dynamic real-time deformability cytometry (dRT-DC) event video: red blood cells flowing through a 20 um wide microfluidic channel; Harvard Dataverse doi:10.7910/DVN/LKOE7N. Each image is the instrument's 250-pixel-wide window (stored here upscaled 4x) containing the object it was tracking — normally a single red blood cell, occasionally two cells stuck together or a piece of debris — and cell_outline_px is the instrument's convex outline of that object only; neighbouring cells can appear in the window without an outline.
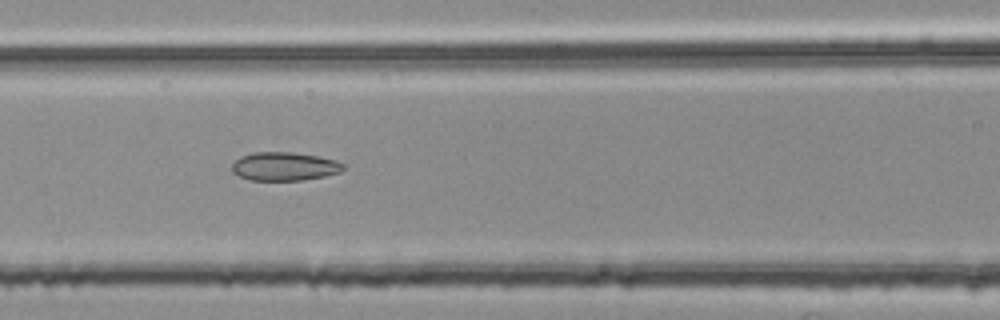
{"species": "common noctule bat (a hibernating species)", "species_latin": "Nyctalus noctula", "temperature_condition": "room temperature", "stored_images_in_passage": 43, "camera_frame_rate_fps": 3000, "um_per_image_px": 0.085, "animal": {"sex": "female", "body_mass_g": 25.1}, "frame": {"image": 1, "passage_image": 12, "time_ms": 3.667, "image_size_px": [1000, 320], "cell_outline_px": [[344, 168], [340, 172], [324, 176], [304, 180], [248, 180], [232, 172], [232, 164], [240, 156], [252, 152], [292, 152], [320, 156], [336, 160], [344, 164]], "centroid_in_image_um": [24.17, 14.13], "position_along_channel_um": 142.4, "area_um2": 18.61}}
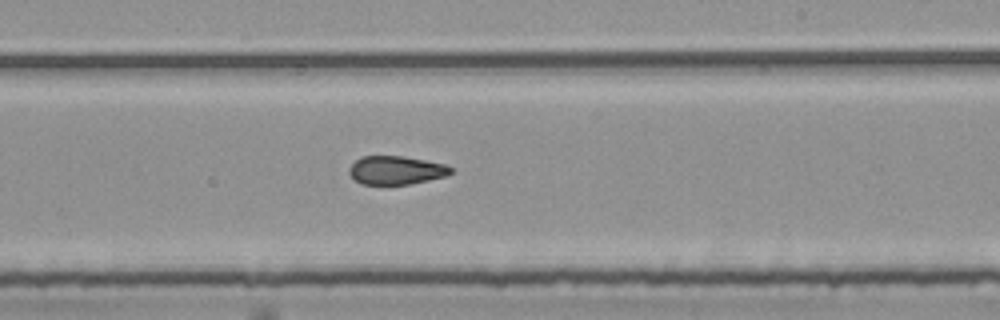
{"frame": {"image": 2, "passage_image": 21, "time_ms": 6.667, "image_size_px": [1000, 320], "cell_outline_px": [[452, 172], [444, 176], [428, 180], [408, 184], [360, 184], [348, 172], [348, 168], [356, 160], [364, 156], [404, 156], [444, 164], [452, 168]], "centroid_in_image_um": [33.64, 14.46], "position_along_channel_um": 255.4, "area_um2": 16.65}}
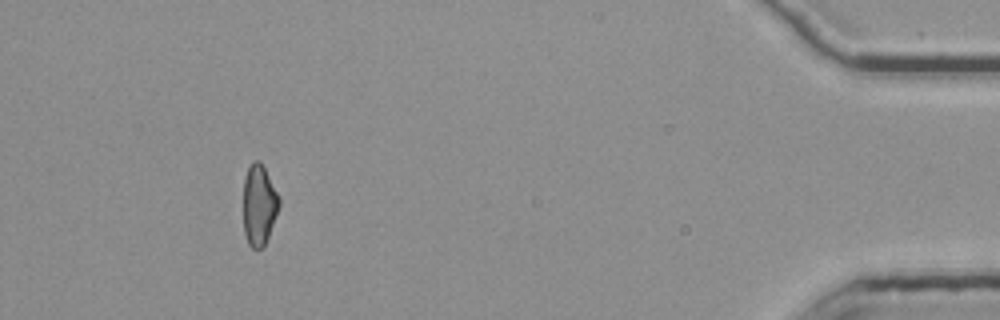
{"frame": {"image": 3, "passage_image": 39, "time_ms": 12.667, "image_size_px": [1000, 320], "cell_outline_px": [[280, 204], [268, 236], [264, 244], [260, 248], [252, 248], [248, 244], [244, 232], [244, 176], [252, 160], [260, 160], [280, 196]], "centroid_in_image_um": [22.02, 17.37], "position_along_channel_um": 413.2, "area_um2": 16.76}, "authors_computed_cell_mechanics": {"area_um2": 17.629, "velocity_mm_per_s": 3.7712, "shape_relaxation_time_tau1_ms": null, "shape_relaxation_time_tau2_ms": 2.1569, "deformation_change_tau1": null, "deformation_change_tau2": 0.0975}}